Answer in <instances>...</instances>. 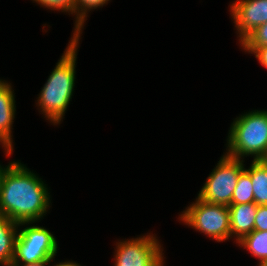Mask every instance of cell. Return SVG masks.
Returning <instances> with one entry per match:
<instances>
[{"mask_svg": "<svg viewBox=\"0 0 267 266\" xmlns=\"http://www.w3.org/2000/svg\"><path fill=\"white\" fill-rule=\"evenodd\" d=\"M50 193L46 184L21 162H10L0 174V215L22 225L33 224L47 213Z\"/></svg>", "mask_w": 267, "mask_h": 266, "instance_id": "1", "label": "cell"}, {"mask_svg": "<svg viewBox=\"0 0 267 266\" xmlns=\"http://www.w3.org/2000/svg\"><path fill=\"white\" fill-rule=\"evenodd\" d=\"M79 39L71 38L36 102L40 112L54 125L60 124L73 96Z\"/></svg>", "mask_w": 267, "mask_h": 266, "instance_id": "2", "label": "cell"}, {"mask_svg": "<svg viewBox=\"0 0 267 266\" xmlns=\"http://www.w3.org/2000/svg\"><path fill=\"white\" fill-rule=\"evenodd\" d=\"M226 155L243 160H264L267 156V111L253 110L234 119L227 139Z\"/></svg>", "mask_w": 267, "mask_h": 266, "instance_id": "3", "label": "cell"}, {"mask_svg": "<svg viewBox=\"0 0 267 266\" xmlns=\"http://www.w3.org/2000/svg\"><path fill=\"white\" fill-rule=\"evenodd\" d=\"M179 220L217 242L231 238L230 213L226 205L208 203L197 197L195 203L180 214Z\"/></svg>", "mask_w": 267, "mask_h": 266, "instance_id": "4", "label": "cell"}, {"mask_svg": "<svg viewBox=\"0 0 267 266\" xmlns=\"http://www.w3.org/2000/svg\"><path fill=\"white\" fill-rule=\"evenodd\" d=\"M243 162L244 160L223 155L197 197L212 204L231 205L239 175L245 169Z\"/></svg>", "mask_w": 267, "mask_h": 266, "instance_id": "5", "label": "cell"}, {"mask_svg": "<svg viewBox=\"0 0 267 266\" xmlns=\"http://www.w3.org/2000/svg\"><path fill=\"white\" fill-rule=\"evenodd\" d=\"M57 240L44 227L30 226L17 233L14 258L11 264H27L53 260L57 254Z\"/></svg>", "mask_w": 267, "mask_h": 266, "instance_id": "6", "label": "cell"}, {"mask_svg": "<svg viewBox=\"0 0 267 266\" xmlns=\"http://www.w3.org/2000/svg\"><path fill=\"white\" fill-rule=\"evenodd\" d=\"M161 244L153 234L116 244L114 266H152L162 256Z\"/></svg>", "mask_w": 267, "mask_h": 266, "instance_id": "7", "label": "cell"}, {"mask_svg": "<svg viewBox=\"0 0 267 266\" xmlns=\"http://www.w3.org/2000/svg\"><path fill=\"white\" fill-rule=\"evenodd\" d=\"M230 11L240 43L267 22V0H237L230 6Z\"/></svg>", "mask_w": 267, "mask_h": 266, "instance_id": "8", "label": "cell"}, {"mask_svg": "<svg viewBox=\"0 0 267 266\" xmlns=\"http://www.w3.org/2000/svg\"><path fill=\"white\" fill-rule=\"evenodd\" d=\"M14 90L6 81L0 79V144L3 145L7 157L13 151L12 124L15 118Z\"/></svg>", "mask_w": 267, "mask_h": 266, "instance_id": "9", "label": "cell"}, {"mask_svg": "<svg viewBox=\"0 0 267 266\" xmlns=\"http://www.w3.org/2000/svg\"><path fill=\"white\" fill-rule=\"evenodd\" d=\"M230 213L231 238L236 236V243L244 236L254 231L255 217L258 205L254 202L246 204H231Z\"/></svg>", "mask_w": 267, "mask_h": 266, "instance_id": "10", "label": "cell"}, {"mask_svg": "<svg viewBox=\"0 0 267 266\" xmlns=\"http://www.w3.org/2000/svg\"><path fill=\"white\" fill-rule=\"evenodd\" d=\"M19 224L0 215V265L9 266L14 258Z\"/></svg>", "mask_w": 267, "mask_h": 266, "instance_id": "11", "label": "cell"}, {"mask_svg": "<svg viewBox=\"0 0 267 266\" xmlns=\"http://www.w3.org/2000/svg\"><path fill=\"white\" fill-rule=\"evenodd\" d=\"M251 177L254 203L267 205V162L265 160H253L248 169H244Z\"/></svg>", "mask_w": 267, "mask_h": 266, "instance_id": "12", "label": "cell"}, {"mask_svg": "<svg viewBox=\"0 0 267 266\" xmlns=\"http://www.w3.org/2000/svg\"><path fill=\"white\" fill-rule=\"evenodd\" d=\"M237 244L247 249L259 261L267 259V231L254 230L244 236Z\"/></svg>", "mask_w": 267, "mask_h": 266, "instance_id": "13", "label": "cell"}, {"mask_svg": "<svg viewBox=\"0 0 267 266\" xmlns=\"http://www.w3.org/2000/svg\"><path fill=\"white\" fill-rule=\"evenodd\" d=\"M110 0H76L75 15L76 21L72 37L80 38L84 22L87 20L88 11L104 6Z\"/></svg>", "mask_w": 267, "mask_h": 266, "instance_id": "14", "label": "cell"}, {"mask_svg": "<svg viewBox=\"0 0 267 266\" xmlns=\"http://www.w3.org/2000/svg\"><path fill=\"white\" fill-rule=\"evenodd\" d=\"M250 202H254L252 181L250 175L244 170L239 175L231 204H246Z\"/></svg>", "mask_w": 267, "mask_h": 266, "instance_id": "15", "label": "cell"}, {"mask_svg": "<svg viewBox=\"0 0 267 266\" xmlns=\"http://www.w3.org/2000/svg\"><path fill=\"white\" fill-rule=\"evenodd\" d=\"M242 48L251 53L256 47L267 45V22L257 27L241 43Z\"/></svg>", "mask_w": 267, "mask_h": 266, "instance_id": "16", "label": "cell"}, {"mask_svg": "<svg viewBox=\"0 0 267 266\" xmlns=\"http://www.w3.org/2000/svg\"><path fill=\"white\" fill-rule=\"evenodd\" d=\"M37 2L39 5L44 6L45 8L51 10H58L62 12H68L69 15H75V3L76 0H33Z\"/></svg>", "mask_w": 267, "mask_h": 266, "instance_id": "17", "label": "cell"}, {"mask_svg": "<svg viewBox=\"0 0 267 266\" xmlns=\"http://www.w3.org/2000/svg\"><path fill=\"white\" fill-rule=\"evenodd\" d=\"M254 230L267 231V205H259L256 212Z\"/></svg>", "mask_w": 267, "mask_h": 266, "instance_id": "18", "label": "cell"}, {"mask_svg": "<svg viewBox=\"0 0 267 266\" xmlns=\"http://www.w3.org/2000/svg\"><path fill=\"white\" fill-rule=\"evenodd\" d=\"M251 54H254L260 64L267 68V45L256 47Z\"/></svg>", "mask_w": 267, "mask_h": 266, "instance_id": "19", "label": "cell"}, {"mask_svg": "<svg viewBox=\"0 0 267 266\" xmlns=\"http://www.w3.org/2000/svg\"><path fill=\"white\" fill-rule=\"evenodd\" d=\"M53 260H43L34 263H27V264H10L9 266H48V264Z\"/></svg>", "mask_w": 267, "mask_h": 266, "instance_id": "20", "label": "cell"}, {"mask_svg": "<svg viewBox=\"0 0 267 266\" xmlns=\"http://www.w3.org/2000/svg\"><path fill=\"white\" fill-rule=\"evenodd\" d=\"M53 266H81L80 264L76 263V262H72V261H65V262H60L57 263L56 265Z\"/></svg>", "mask_w": 267, "mask_h": 266, "instance_id": "21", "label": "cell"}, {"mask_svg": "<svg viewBox=\"0 0 267 266\" xmlns=\"http://www.w3.org/2000/svg\"><path fill=\"white\" fill-rule=\"evenodd\" d=\"M164 256H162L155 264H153L152 266H164Z\"/></svg>", "mask_w": 267, "mask_h": 266, "instance_id": "22", "label": "cell"}, {"mask_svg": "<svg viewBox=\"0 0 267 266\" xmlns=\"http://www.w3.org/2000/svg\"><path fill=\"white\" fill-rule=\"evenodd\" d=\"M259 266H267V259L259 262Z\"/></svg>", "mask_w": 267, "mask_h": 266, "instance_id": "23", "label": "cell"}]
</instances>
